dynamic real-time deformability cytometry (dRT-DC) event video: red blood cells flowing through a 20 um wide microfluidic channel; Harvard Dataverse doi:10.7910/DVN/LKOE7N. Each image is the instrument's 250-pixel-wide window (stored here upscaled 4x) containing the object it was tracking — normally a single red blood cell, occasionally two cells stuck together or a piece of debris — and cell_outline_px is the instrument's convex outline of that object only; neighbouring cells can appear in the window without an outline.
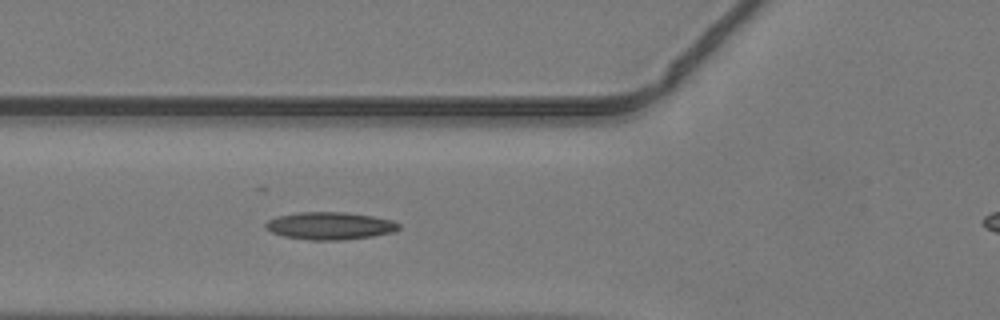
{"species": "common noctule bat (a hibernating species)", "species_latin": "Nyctalus noctula", "temperature_condition": "warm", "stored_images_in_passage": 32, "camera_frame_rate_fps": 3000, "um_per_image_px": 0.085, "animal": {"sex": "male", "body_mass_g": 19.2, "forearm_length_mm": 51.8}, "frame": {"image": 1, "passage_image": 7, "time_ms": 2.0, "image_size_px": [1000, 320], "cell_outline_px": [[400, 228], [392, 232], [372, 236], [340, 240], [308, 240], [284, 236], [272, 232], [264, 228], [264, 224], [268, 220], [276, 216], [296, 212], [344, 212], [372, 216], [392, 220], [400, 224]], "centroid_in_image_um": [28.0, 19.19], "position_along_channel_um": 97.8, "area_um2": 21.39}}
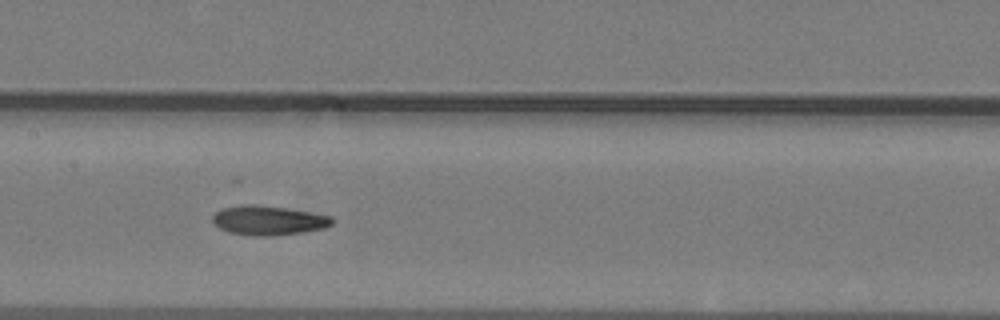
{"frame": {"image": 2, "passage_image": 13, "time_ms": 4.0, "image_size_px": [1000, 320], "cell_outline_px": [[332, 224], [324, 228], [300, 232], [272, 236], [252, 236], [228, 232], [220, 228], [212, 220], [212, 216], [220, 208], [244, 204], [252, 204], [284, 208], [332, 216]], "centroid_in_image_um": [22.76, 18.73], "position_along_channel_um": 184.6, "area_um2": 20.29}}
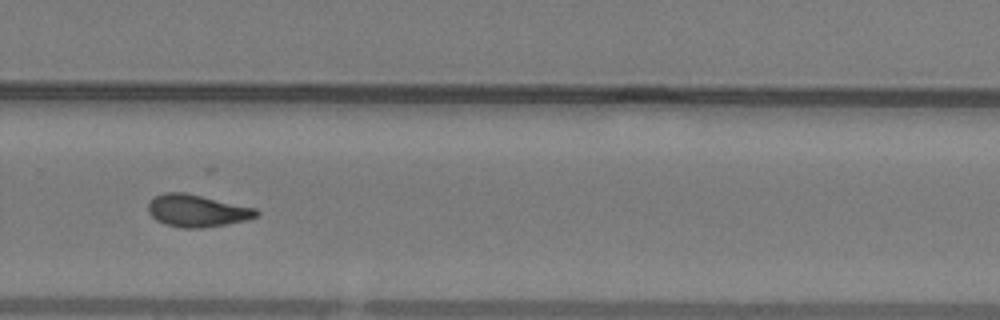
{"frame": {"image": 3, "passage_image": 22, "time_ms": 7.0, "image_size_px": [1000, 320], "cell_outline_px": [[260, 212], [256, 216], [244, 220], [224, 224], [200, 228], [184, 228], [164, 224], [156, 220], [148, 212], [148, 204], [156, 196], [164, 192], [184, 192], [256, 208]], "centroid_in_image_um": [16.72, 17.91], "position_along_channel_um": 313.1, "area_um2": 20.06}}